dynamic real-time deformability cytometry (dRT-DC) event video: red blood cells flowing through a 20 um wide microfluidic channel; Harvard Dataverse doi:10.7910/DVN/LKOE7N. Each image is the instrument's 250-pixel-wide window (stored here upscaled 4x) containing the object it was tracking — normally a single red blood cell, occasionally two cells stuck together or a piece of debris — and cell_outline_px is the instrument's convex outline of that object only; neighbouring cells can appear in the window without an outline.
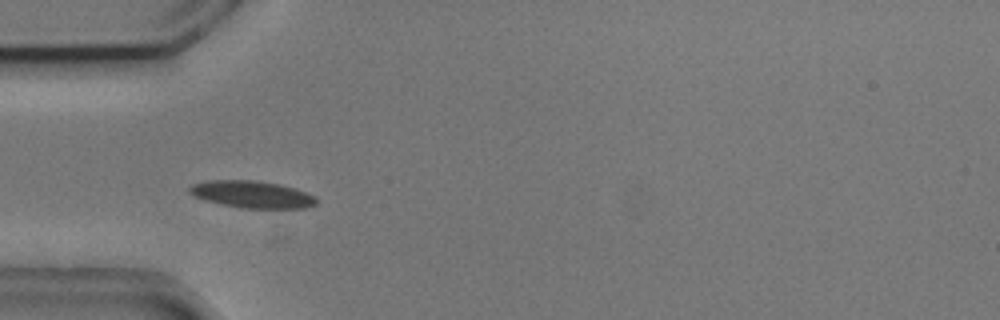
{"species": "common noctule bat (a hibernating species)", "species_latin": "Nyctalus noctula", "temperature_condition": "cold", "stored_images_in_passage": 32, "camera_frame_rate_fps": 3000, "um_per_image_px": 0.085, "animal": {"sex": "male", "body_mass_g": 20.5, "forearm_length_mm": 52.5}, "frame": {"image": 1, "passage_image": 5, "time_ms": 1.333, "image_size_px": [1000, 320], "cell_outline_px": [[316, 204], [304, 208], [240, 208], [220, 204], [196, 196], [188, 192], [188, 188], [192, 184], [204, 180], [256, 180], [280, 184], [316, 196]], "centroid_in_image_um": [21.39, 16.51], "position_along_channel_um": 63.6, "area_um2": 19.94}}
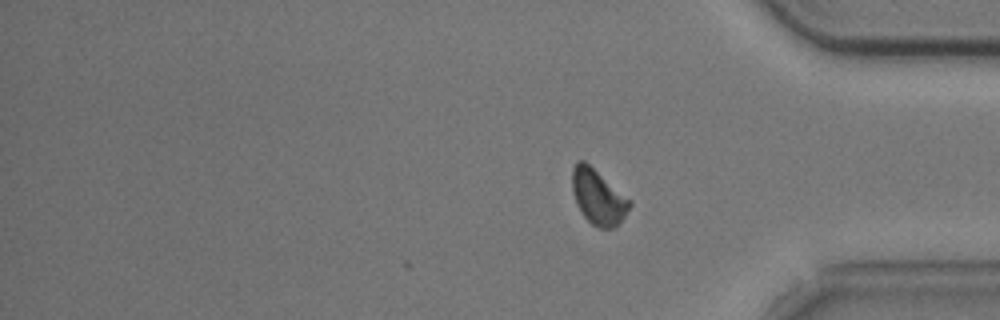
{"frame": {"image": 2, "passage_image": 32, "time_ms": 10.333, "image_size_px": [1000, 320], "cell_outline_px": [[632, 204], [624, 216], [612, 228], [600, 228], [592, 224], [580, 212], [576, 204], [572, 192], [572, 168], [576, 160], [584, 160], [632, 200]], "centroid_in_image_um": [50.82, 16.71], "position_along_channel_um": 384.4, "area_um2": 18.44}, "authors_computed_cell_mechanics": {"area_um2": 19.4786, "velocity_mm_per_s": 3.7126, "shape_relaxation_time_tau1_ms": 3.7994, "shape_relaxation_time_tau2_ms": null, "deformation_change_tau1": 0.1106, "deformation_change_tau2": null}}